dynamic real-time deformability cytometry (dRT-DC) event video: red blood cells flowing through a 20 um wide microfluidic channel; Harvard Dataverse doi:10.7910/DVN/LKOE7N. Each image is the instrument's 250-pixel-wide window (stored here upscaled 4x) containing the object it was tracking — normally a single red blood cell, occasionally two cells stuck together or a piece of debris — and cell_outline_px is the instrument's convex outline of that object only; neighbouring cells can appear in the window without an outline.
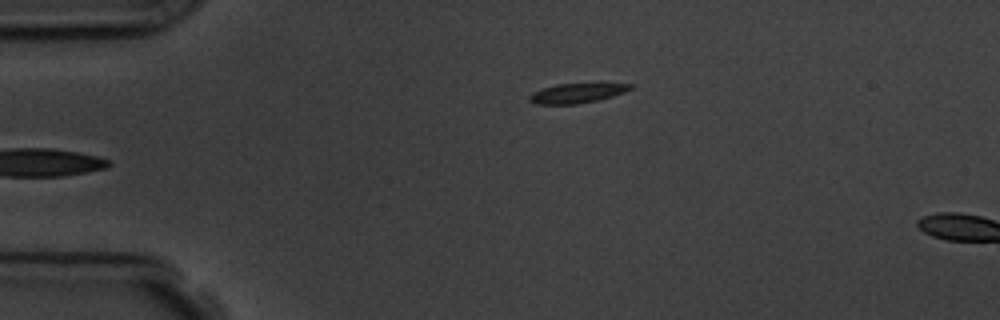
{"species": "common noctule bat (a hibernating species)", "species_latin": "Nyctalus noctula", "temperature_condition": "room temperature", "stored_images_in_passage": 6, "camera_frame_rate_fps": 3000, "um_per_image_px": 0.085, "animal": {"sex": "male", "body_mass_g": 19.5, "forearm_length_mm": 54.6}, "frame": {"image": 1, "passage_image": 6, "time_ms": 6.0, "image_size_px": [1000, 320], "cell_outline_px": [[636, 84], [632, 88], [624, 92], [612, 96], [596, 100], [576, 104], [536, 104], [528, 100], [528, 96], [532, 92], [540, 88], [556, 84]], "centroid_in_image_um": [48.96, 7.92], "position_along_channel_um": 36.0, "area_um2": 11.44}}